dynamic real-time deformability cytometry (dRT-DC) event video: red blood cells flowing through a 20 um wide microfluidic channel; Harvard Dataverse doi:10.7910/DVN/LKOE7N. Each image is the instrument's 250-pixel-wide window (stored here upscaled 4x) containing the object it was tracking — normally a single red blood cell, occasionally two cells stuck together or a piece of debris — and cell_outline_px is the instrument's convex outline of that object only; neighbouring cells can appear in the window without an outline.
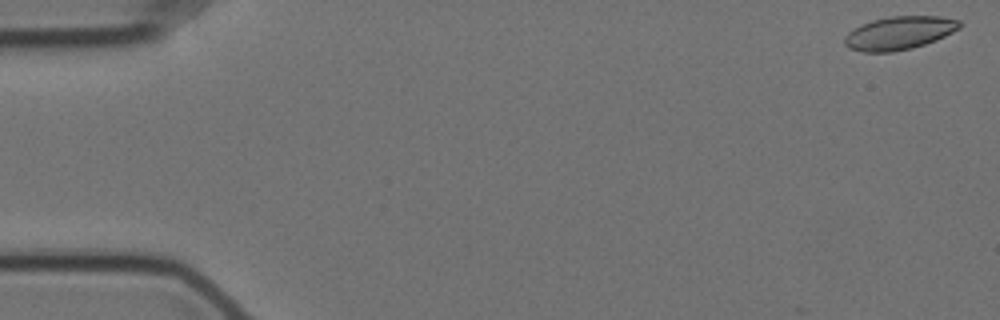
{"species": "Egyptian fruit bat (a non-hibernating species)", "species_latin": "Rousettus aegyptiacus", "temperature_condition": "cold", "stored_images_in_passage": 7, "camera_frame_rate_fps": 3000, "um_per_image_px": 0.085, "animal": {"sex": "female"}, "frame": {"image": 1, "passage_image": 1, "time_ms": 0.0, "image_size_px": [1000, 320], "cell_outline_px": [[960, 28], [936, 40], [912, 48], [892, 52], [864, 52], [848, 48], [844, 44], [844, 36], [848, 32], [860, 24], [872, 20], [892, 16], [940, 16], [960, 20]], "centroid_in_image_um": [76.4, 2.8], "position_along_channel_um": 8.6, "area_um2": 22.31}}